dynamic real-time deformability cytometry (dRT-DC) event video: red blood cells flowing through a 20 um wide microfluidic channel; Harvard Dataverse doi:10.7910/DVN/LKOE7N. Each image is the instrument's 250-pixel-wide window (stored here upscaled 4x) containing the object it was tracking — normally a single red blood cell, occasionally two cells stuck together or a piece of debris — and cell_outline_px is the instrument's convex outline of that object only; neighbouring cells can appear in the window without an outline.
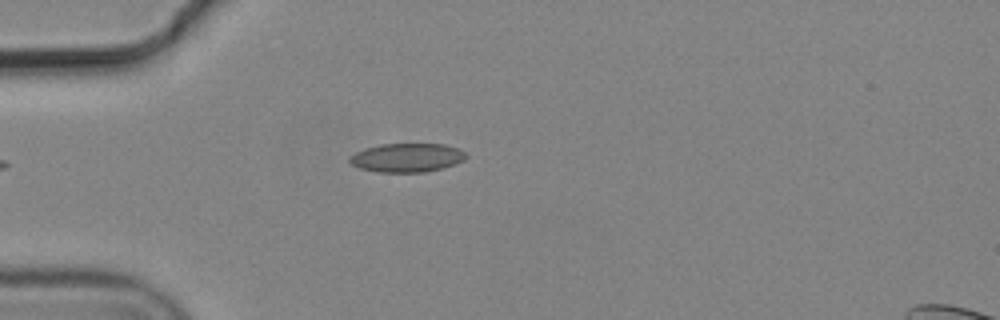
{"species": "common noctule bat (a hibernating species)", "species_latin": "Nyctalus noctula", "temperature_condition": "cold", "stored_images_in_passage": 5, "camera_frame_rate_fps": 3000, "um_per_image_px": 0.085, "animal": {"sex": "male", "body_mass_g": 19.2, "forearm_length_mm": 51.8}, "frame": {"image": 1, "passage_image": 5, "time_ms": 1.333, "image_size_px": [1000, 320], "cell_outline_px": [[468, 156], [464, 160], [440, 168], [424, 172], [376, 172], [360, 168], [352, 164], [348, 160], [348, 156], [364, 148], [380, 144], [444, 144], [456, 148], [464, 152]], "centroid_in_image_um": [34.54, 13.39], "position_along_channel_um": 50.5, "area_um2": 19.42}}